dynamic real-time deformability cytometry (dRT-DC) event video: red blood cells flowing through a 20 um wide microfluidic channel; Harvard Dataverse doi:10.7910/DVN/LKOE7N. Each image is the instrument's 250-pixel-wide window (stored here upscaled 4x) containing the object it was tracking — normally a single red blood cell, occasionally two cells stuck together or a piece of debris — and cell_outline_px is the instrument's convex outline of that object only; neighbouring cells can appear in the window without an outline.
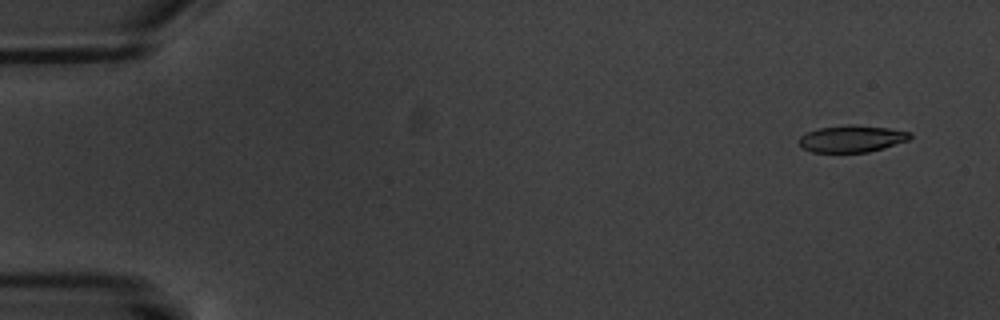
{"species": "common noctule bat (a hibernating species)", "species_latin": "Nyctalus noctula", "temperature_condition": "warm", "stored_images_in_passage": 6, "segment_of_instrument_passage": [1, 2], "camera_frame_rate_fps": 3000, "um_per_image_px": 0.085, "animal": {"sex": "male", "body_mass_g": 20.1, "forearm_length_mm": 53.5}, "frame": {"image": 1, "passage_image": 1, "time_ms": 0.0, "image_size_px": [1000, 320], "cell_outline_px": [[912, 136], [908, 140], [884, 148], [868, 152], [812, 152], [804, 148], [800, 144], [800, 136], [808, 132], [820, 128], [848, 124], [852, 124], [888, 128], [912, 132]], "centroid_in_image_um": [72.44, 11.79], "position_along_channel_um": 12.6, "area_um2": 17.28}}